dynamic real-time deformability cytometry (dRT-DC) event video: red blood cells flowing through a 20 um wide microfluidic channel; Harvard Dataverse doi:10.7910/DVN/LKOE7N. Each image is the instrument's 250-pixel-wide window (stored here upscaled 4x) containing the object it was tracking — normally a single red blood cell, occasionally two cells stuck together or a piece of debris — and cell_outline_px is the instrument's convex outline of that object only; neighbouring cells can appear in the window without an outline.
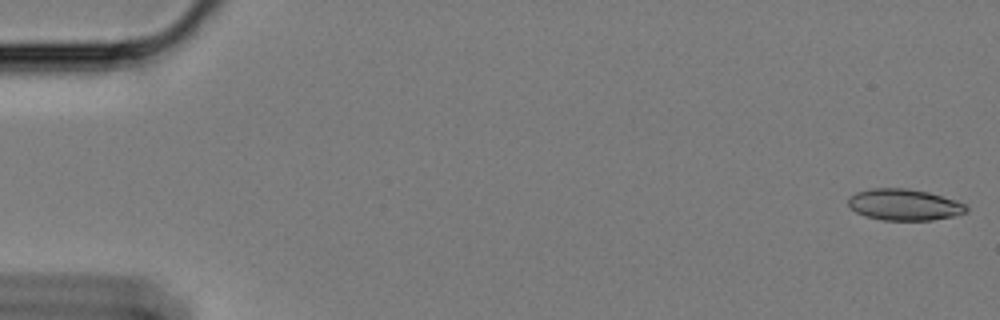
{"species": "Egyptian fruit bat (a non-hibernating species)", "species_latin": "Rousettus aegyptiacus", "temperature_condition": "cold", "stored_images_in_passage": 14, "camera_frame_rate_fps": 3000, "um_per_image_px": 0.085, "animal": {"sex": "female"}, "frame": {"image": 1, "passage_image": 1, "time_ms": 0.0, "image_size_px": [1000, 320], "cell_outline_px": [[968, 212], [952, 216], [932, 220], [884, 220], [864, 216], [856, 212], [848, 204], [848, 196], [856, 192], [868, 188], [908, 188], [928, 192], [956, 200], [964, 204], [968, 208]], "centroid_in_image_um": [76.84, 17.39], "position_along_channel_um": 8.2, "area_um2": 21.68}}